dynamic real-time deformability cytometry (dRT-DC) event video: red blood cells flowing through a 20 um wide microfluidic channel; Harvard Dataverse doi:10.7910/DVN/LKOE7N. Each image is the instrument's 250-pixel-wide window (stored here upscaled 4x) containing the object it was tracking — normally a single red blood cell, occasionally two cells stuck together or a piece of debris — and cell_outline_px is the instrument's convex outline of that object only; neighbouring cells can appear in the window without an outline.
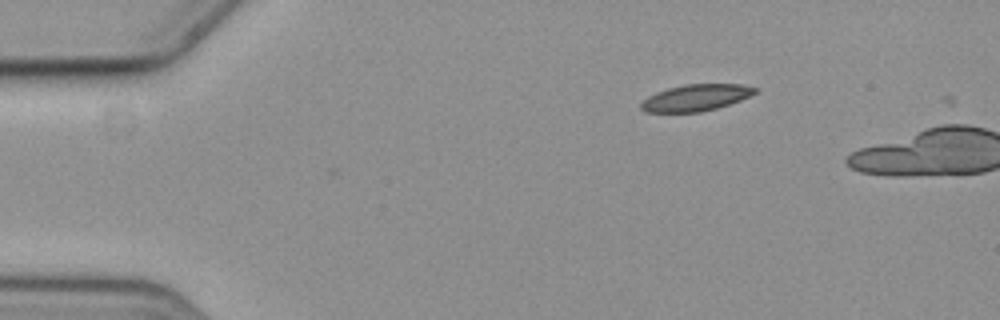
{"species": "common noctule bat (a hibernating species)", "species_latin": "Nyctalus noctula", "temperature_condition": "cold", "stored_images_in_passage": 2, "camera_frame_rate_fps": 3000, "um_per_image_px": 0.085, "animal": {"sex": "female", "body_mass_g": 19.3, "forearm_length_mm": 54.1}, "frame": {"image": 1, "passage_image": 1, "time_ms": 0.0, "image_size_px": [1000, 320], "cell_outline_px": [[760, 88], [756, 92], [740, 100], [716, 108], [700, 112], [644, 112], [640, 108], [640, 104], [648, 96], [656, 92], [668, 88], [684, 84], [744, 84]], "centroid_in_image_um": [59.14, 8.29], "position_along_channel_um": 25.9, "area_um2": 17.63}}